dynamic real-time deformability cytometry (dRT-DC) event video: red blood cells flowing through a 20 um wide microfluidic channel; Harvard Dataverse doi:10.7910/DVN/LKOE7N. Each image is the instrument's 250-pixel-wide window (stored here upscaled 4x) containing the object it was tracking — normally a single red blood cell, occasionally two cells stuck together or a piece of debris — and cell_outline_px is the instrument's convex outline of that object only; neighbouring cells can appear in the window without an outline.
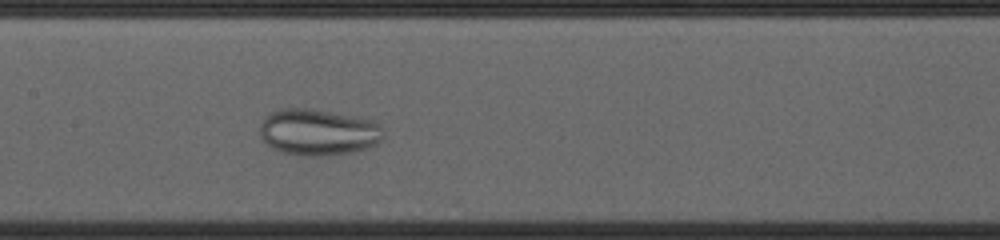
{"species": "common noctule bat (a hibernating species)", "species_latin": "Nyctalus noctula", "temperature_condition": "cold", "stored_images_in_passage": 50, "camera_frame_rate_fps": 3000, "um_per_image_px": 0.085, "animal": {"sex": "female", "body_mass_g": 23.0, "forearm_length_mm": 53.4}, "frame": {"image": 1, "passage_image": 22, "time_ms": 7.0, "image_size_px": [1000, 240], "cell_outline_px": [[384, 136], [376, 144], [368, 148], [352, 152], [332, 156], [304, 156], [284, 152], [272, 148], [260, 136], [260, 124], [264, 116], [268, 112], [280, 108], [304, 108], [328, 112], [372, 120], [380, 124]], "centroid_in_image_um": [27.02, 11.24], "position_along_channel_um": 180.4, "area_um2": 33.47}}
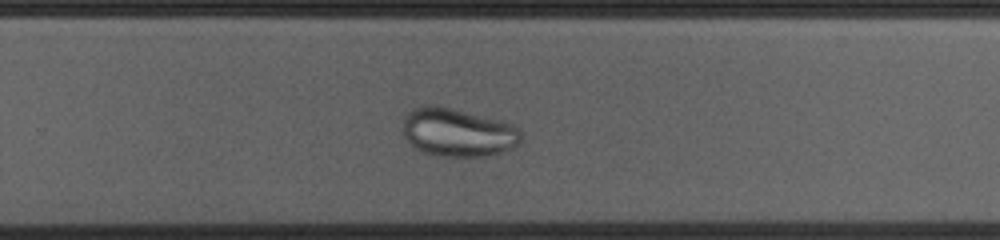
{"frame": {"image": 2, "passage_image": 31, "time_ms": 10.0, "image_size_px": [1000, 240], "cell_outline_px": [[524, 136], [516, 144], [500, 152], [484, 156], [444, 156], [424, 152], [416, 148], [404, 136], [400, 128], [404, 116], [412, 108], [428, 104], [436, 104], [504, 120], [512, 124]], "centroid_in_image_um": [38.86, 11.21], "position_along_channel_um": 290.9, "area_um2": 33.52}}
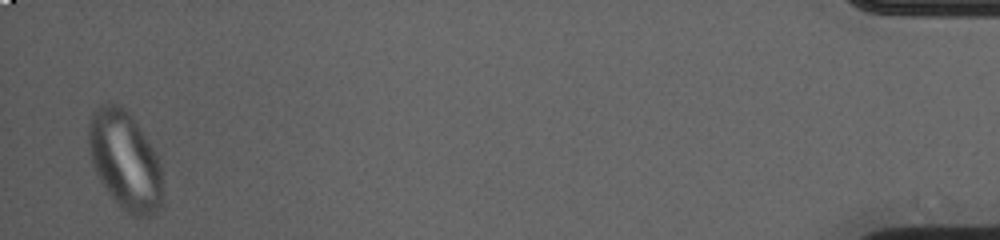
{"frame": {"image": 3, "passage_image": 49, "time_ms": 16.0, "image_size_px": [1000, 240], "cell_outline_px": [[160, 208], [148, 216], [132, 216], [112, 196], [100, 180], [96, 172], [92, 160], [88, 144], [88, 124], [92, 112], [96, 108], [104, 104], [120, 104], [128, 112], [156, 152], [160, 164]], "centroid_in_image_um": [10.59, 13.59], "position_along_channel_um": 424.6, "area_um2": 41.44}}